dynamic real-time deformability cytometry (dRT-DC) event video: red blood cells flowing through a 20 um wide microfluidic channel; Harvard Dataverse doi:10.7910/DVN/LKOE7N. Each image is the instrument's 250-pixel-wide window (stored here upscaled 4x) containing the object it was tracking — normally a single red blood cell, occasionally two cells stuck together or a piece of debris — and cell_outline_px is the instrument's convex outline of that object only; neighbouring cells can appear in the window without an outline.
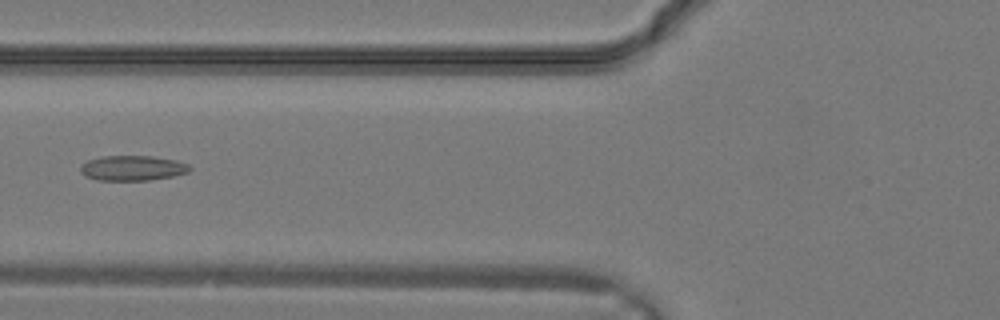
{"species": "common noctule bat (a hibernating species)", "species_latin": "Nyctalus noctula", "temperature_condition": "warm", "stored_images_in_passage": 29, "camera_frame_rate_fps": 3000, "um_per_image_px": 0.085, "animal": {"sex": "male", "body_mass_g": 19.2, "forearm_length_mm": 51.8}, "frame": {"image": 1, "passage_image": 10, "time_ms": 3.0, "image_size_px": [1000, 320], "cell_outline_px": [[192, 168], [188, 172], [172, 176], [152, 180], [96, 180], [84, 176], [80, 172], [80, 164], [88, 160], [104, 156], [152, 156], [176, 160], [188, 164]], "centroid_in_image_um": [11.24, 14.29], "position_along_channel_um": 114.6, "area_um2": 16.07}}
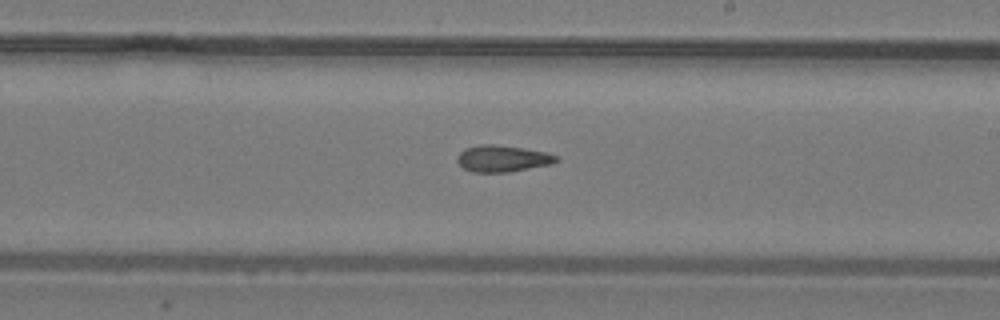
{"frame": {"image": 2, "passage_image": 16, "time_ms": 5.0, "image_size_px": [1000, 320], "cell_outline_px": [[560, 160], [552, 164], [508, 172], [472, 172], [464, 168], [456, 160], [456, 156], [464, 148], [480, 144], [492, 144], [520, 148], [544, 152], [556, 156]], "centroid_in_image_um": [42.67, 13.48], "position_along_channel_um": 246.3, "area_um2": 15.2}}
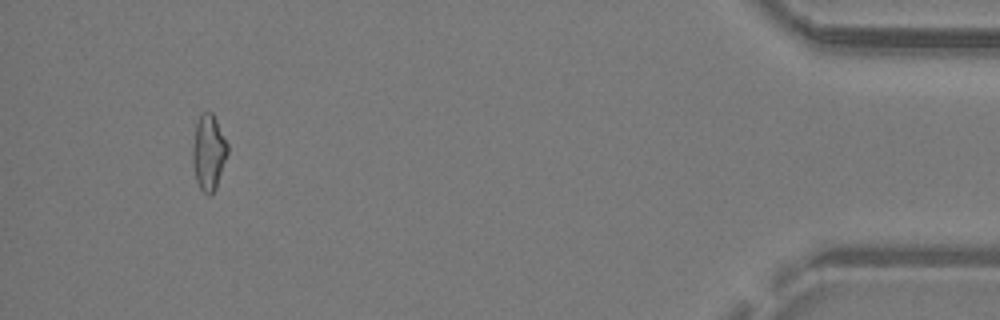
{"frame": {"image": 3, "passage_image": 27, "time_ms": 8.667, "image_size_px": [1000, 320], "cell_outline_px": [[228, 152], [216, 188], [208, 196], [200, 188], [196, 180], [192, 160], [192, 148], [196, 124], [200, 116], [204, 112], [212, 112], [228, 144]], "centroid_in_image_um": [17.73, 12.96], "position_along_channel_um": 417.5, "area_um2": 15.2}}